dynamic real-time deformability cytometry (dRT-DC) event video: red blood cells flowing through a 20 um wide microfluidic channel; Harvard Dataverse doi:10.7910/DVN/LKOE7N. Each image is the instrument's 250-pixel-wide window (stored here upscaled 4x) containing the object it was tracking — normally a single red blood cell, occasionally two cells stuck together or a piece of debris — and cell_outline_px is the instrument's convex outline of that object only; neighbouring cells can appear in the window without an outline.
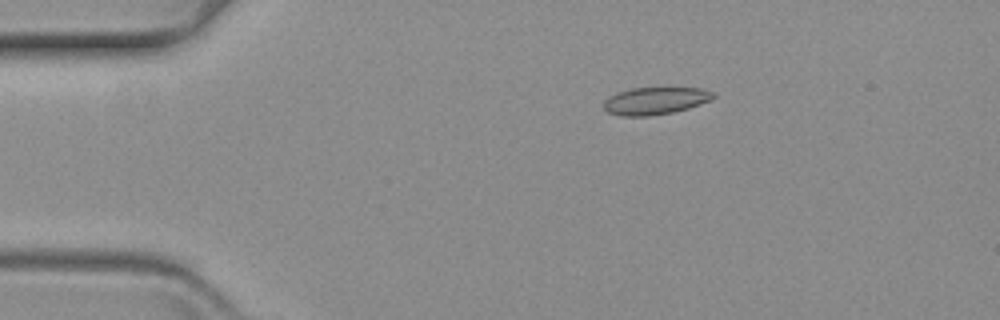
{"species": "common noctule bat (a hibernating species)", "species_latin": "Nyctalus noctula", "temperature_condition": "warm", "stored_images_in_passage": 3, "camera_frame_rate_fps": 3000, "um_per_image_px": 0.085, "animal": {"sex": "female", "body_mass_g": 19.3, "forearm_length_mm": 54.1}, "frame": {"image": 1, "passage_image": 1, "time_ms": 0.0, "image_size_px": [1000, 320], "cell_outline_px": [[716, 96], [708, 100], [688, 108], [672, 112], [648, 116], [620, 116], [608, 112], [604, 108], [604, 100], [608, 96], [616, 92], [632, 88], [700, 88], [712, 92]], "centroid_in_image_um": [55.63, 8.57], "position_along_channel_um": 29.4, "area_um2": 17.28}}